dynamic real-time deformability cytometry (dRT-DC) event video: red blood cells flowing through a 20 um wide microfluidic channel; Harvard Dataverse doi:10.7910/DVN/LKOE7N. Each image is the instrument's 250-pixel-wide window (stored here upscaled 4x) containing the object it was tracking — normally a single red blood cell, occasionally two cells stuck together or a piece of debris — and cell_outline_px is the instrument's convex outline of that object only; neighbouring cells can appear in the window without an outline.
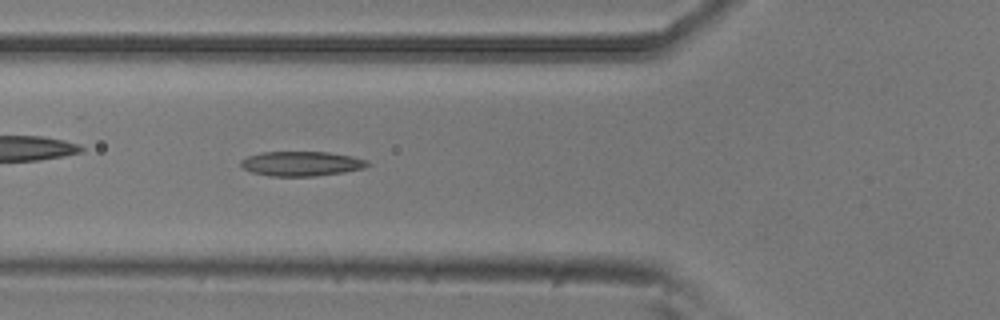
{"species": "common noctule bat (a hibernating species)", "species_latin": "Nyctalus noctula", "temperature_condition": "room temperature", "stored_images_in_passage": 52, "camera_frame_rate_fps": 3000, "um_per_image_px": 0.085, "animal": {"sex": "male", "body_mass_g": 20.5, "forearm_length_mm": 52.5}, "frame": {"image": 1, "passage_image": 18, "time_ms": 5.667, "image_size_px": [1000, 320], "cell_outline_px": [[372, 164], [364, 168], [344, 172], [316, 176], [268, 176], [252, 172], [244, 168], [240, 164], [240, 160], [248, 156], [260, 152], [328, 152], [352, 156], [368, 160]], "centroid_in_image_um": [25.64, 13.91], "position_along_channel_um": 100.2, "area_um2": 18.32}}
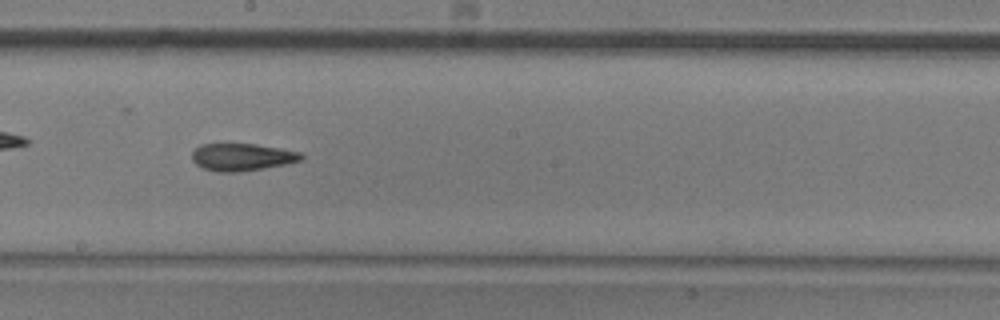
{"frame": {"image": 2, "passage_image": 28, "time_ms": 9.0, "image_size_px": [1000, 320], "cell_outline_px": [[304, 160], [284, 164], [240, 172], [216, 172], [204, 168], [196, 164], [192, 160], [192, 152], [200, 144], [256, 144], [280, 148], [300, 152], [304, 156]], "centroid_in_image_um": [20.57, 13.35], "position_along_channel_um": 227.6, "area_um2": 17.4}}
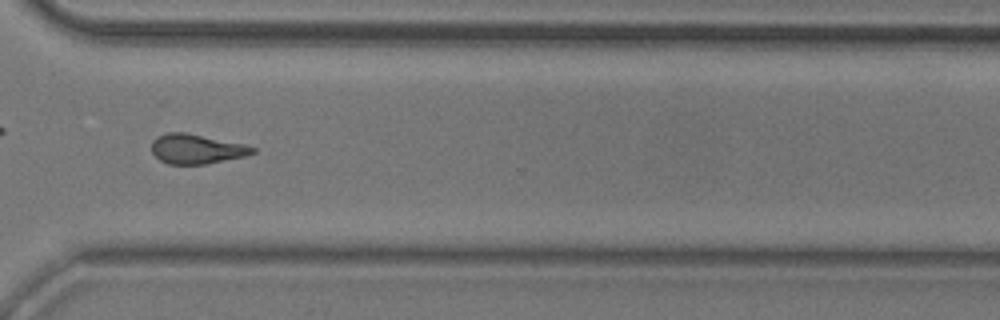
{"frame": {"image": 3, "passage_image": 38, "time_ms": 12.333, "image_size_px": [1000, 320], "cell_outline_px": [[256, 152], [244, 156], [204, 164], [168, 164], [160, 160], [152, 152], [152, 140], [156, 136], [168, 132], [184, 132], [244, 144], [256, 148]], "centroid_in_image_um": [16.67, 12.65], "position_along_channel_um": 353.9, "area_um2": 17.28}, "authors_computed_cell_mechanics": {"area_um2": 17.6868, "velocity_mm_per_s": 3.8094, "shape_relaxation_time_tau1_ms": 7.3229, "shape_relaxation_time_tau2_ms": 4.9426, "deformation_change_tau1": 0.1774, "deformation_change_tau2": 0.1576}}